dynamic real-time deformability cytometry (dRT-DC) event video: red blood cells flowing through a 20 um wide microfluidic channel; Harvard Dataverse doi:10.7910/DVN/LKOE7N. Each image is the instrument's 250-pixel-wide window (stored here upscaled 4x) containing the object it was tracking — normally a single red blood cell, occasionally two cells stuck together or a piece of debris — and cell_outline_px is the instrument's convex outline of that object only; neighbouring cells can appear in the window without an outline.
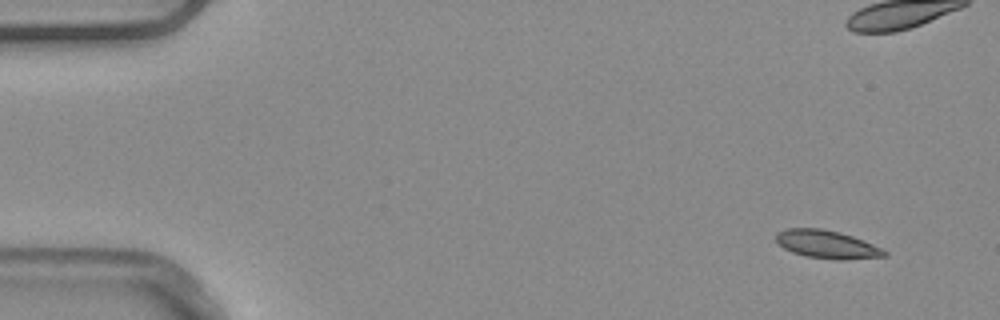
{"species": "common noctule bat (a hibernating species)", "species_latin": "Nyctalus noctula", "temperature_condition": "warm", "stored_images_in_passage": 6, "camera_frame_rate_fps": 3000, "um_per_image_px": 0.085, "animal": {"sex": "male", "body_mass_g": 20.4}, "frame": {"image": 1, "passage_image": 1, "time_ms": 0.0, "image_size_px": [1000, 320], "cell_outline_px": [[888, 256], [844, 260], [840, 260], [804, 256], [792, 252], [784, 248], [776, 240], [776, 232], [784, 228], [820, 228], [840, 232], [864, 240], [888, 252]], "centroid_in_image_um": [70.28, 20.77], "position_along_channel_um": 14.7, "area_um2": 17.8}}